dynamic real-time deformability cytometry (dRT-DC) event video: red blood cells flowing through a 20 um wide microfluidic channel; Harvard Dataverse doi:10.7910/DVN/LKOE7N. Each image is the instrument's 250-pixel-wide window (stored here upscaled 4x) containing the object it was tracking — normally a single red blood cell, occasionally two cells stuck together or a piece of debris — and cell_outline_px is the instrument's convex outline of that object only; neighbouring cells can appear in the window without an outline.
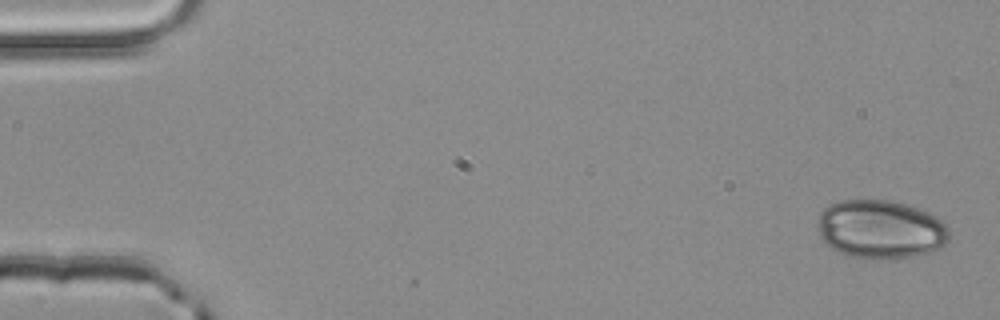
{"species": "common noctule bat (a hibernating species)", "species_latin": "Nyctalus noctula", "temperature_condition": "room temperature", "stored_images_in_passage": 14, "camera_frame_rate_fps": 3000, "um_per_image_px": 0.085, "animal": {"sex": "male", "body_mass_g": 20.4}, "frame": {"image": 1, "passage_image": 1, "time_ms": 0.0, "image_size_px": [1000, 320], "cell_outline_px": [[948, 240], [940, 248], [928, 252], [912, 256], [880, 260], [848, 256], [836, 252], [824, 244], [820, 236], [820, 212], [828, 204], [840, 200], [892, 200], [908, 204], [928, 212], [936, 216], [944, 224], [948, 232]], "centroid_in_image_um": [74.82, 19.49], "position_along_channel_um": 10.2, "area_um2": 45.14}}